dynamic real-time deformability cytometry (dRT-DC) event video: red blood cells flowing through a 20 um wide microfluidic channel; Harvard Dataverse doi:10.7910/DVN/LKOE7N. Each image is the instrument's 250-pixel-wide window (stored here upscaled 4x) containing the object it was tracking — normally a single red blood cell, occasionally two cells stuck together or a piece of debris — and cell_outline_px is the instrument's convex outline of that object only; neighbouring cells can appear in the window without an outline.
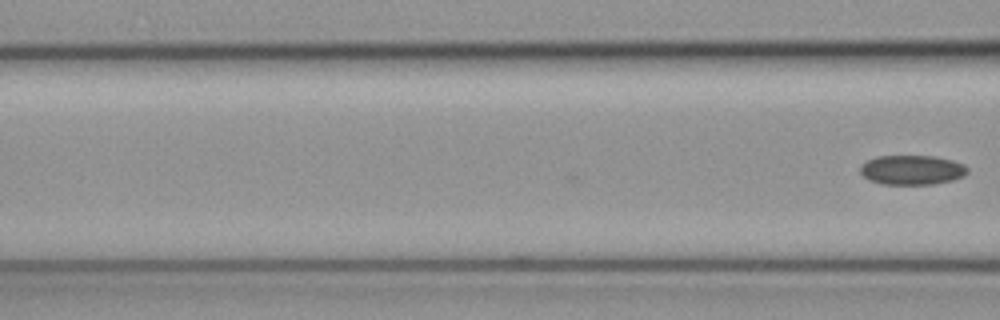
{"species": "common noctule bat (a hibernating species)", "species_latin": "Nyctalus noctula", "temperature_condition": "cold", "stored_images_in_passage": 4, "camera_frame_rate_fps": 3000, "um_per_image_px": 0.085, "animal": {"sex": "female", "body_mass_g": 19.3, "forearm_length_mm": 54.1}, "frame": {"image": 1, "passage_image": 4, "time_ms": 1.0, "image_size_px": [1000, 320], "cell_outline_px": [[968, 172], [964, 176], [952, 180], [932, 184], [880, 184], [868, 180], [860, 172], [860, 164], [876, 156], [936, 156], [952, 160], [964, 164], [968, 168]], "centroid_in_image_um": [77.51, 14.44], "position_along_channel_um": 89.1, "area_um2": 18.61}}